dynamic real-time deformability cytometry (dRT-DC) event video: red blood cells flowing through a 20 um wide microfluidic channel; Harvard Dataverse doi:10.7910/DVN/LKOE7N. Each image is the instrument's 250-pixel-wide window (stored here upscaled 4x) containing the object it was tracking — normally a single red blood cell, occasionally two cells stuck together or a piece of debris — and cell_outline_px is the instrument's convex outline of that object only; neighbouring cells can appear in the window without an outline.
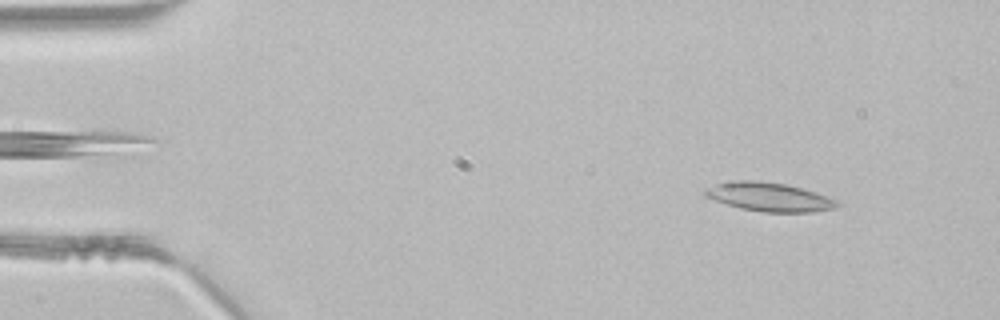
{"species": "common noctule bat (a hibernating species)", "species_latin": "Nyctalus noctula", "temperature_condition": "room temperature", "stored_images_in_passage": 46, "camera_frame_rate_fps": 3000, "um_per_image_px": 0.085, "animal": {"sex": "male", "body_mass_g": 21.5, "forearm_length_mm": 52.0}, "frame": {"image": 1, "passage_image": 5, "time_ms": 1.333, "image_size_px": [1000, 320], "cell_outline_px": [[840, 204], [832, 208], [812, 212], [764, 212], [740, 208], [704, 196], [704, 188], [716, 184], [736, 180], [760, 180], [784, 184], [800, 188], [828, 196], [840, 200]], "centroid_in_image_um": [65.38, 16.73], "position_along_channel_um": 19.6, "area_um2": 22.02}}
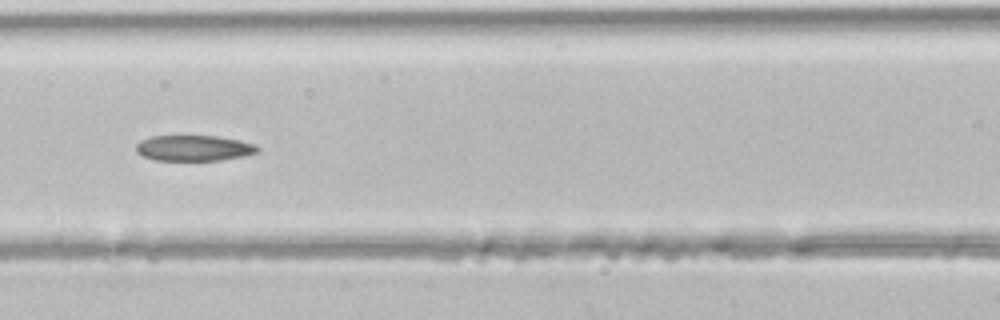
{"frame": {"image": 2, "passage_image": 20, "time_ms": 6.333, "image_size_px": [1000, 320], "cell_outline_px": [[260, 152], [244, 156], [220, 160], [156, 160], [144, 156], [136, 152], [136, 144], [140, 140], [152, 136], [216, 136], [240, 140], [256, 144], [260, 148]], "centroid_in_image_um": [16.52, 12.58], "position_along_channel_um": 150.1, "area_um2": 18.26}}
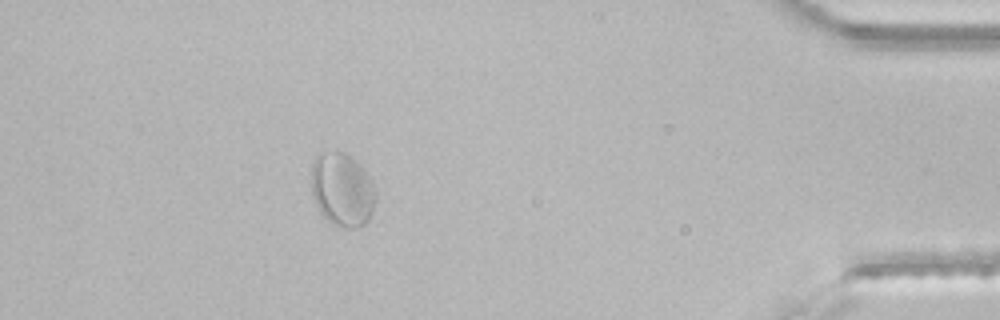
{"frame": {"image": 3, "passage_image": 41, "time_ms": 13.333, "image_size_px": [1000, 320], "cell_outline_px": [[376, 200], [372, 212], [368, 220], [364, 224], [356, 228], [344, 228], [332, 224], [320, 212], [312, 196], [312, 164], [316, 156], [336, 152], [344, 152], [356, 160], [360, 164], [368, 176], [376, 192]], "centroid_in_image_um": [29.1, 16.16], "position_along_channel_um": 406.1, "area_um2": 27.4}}